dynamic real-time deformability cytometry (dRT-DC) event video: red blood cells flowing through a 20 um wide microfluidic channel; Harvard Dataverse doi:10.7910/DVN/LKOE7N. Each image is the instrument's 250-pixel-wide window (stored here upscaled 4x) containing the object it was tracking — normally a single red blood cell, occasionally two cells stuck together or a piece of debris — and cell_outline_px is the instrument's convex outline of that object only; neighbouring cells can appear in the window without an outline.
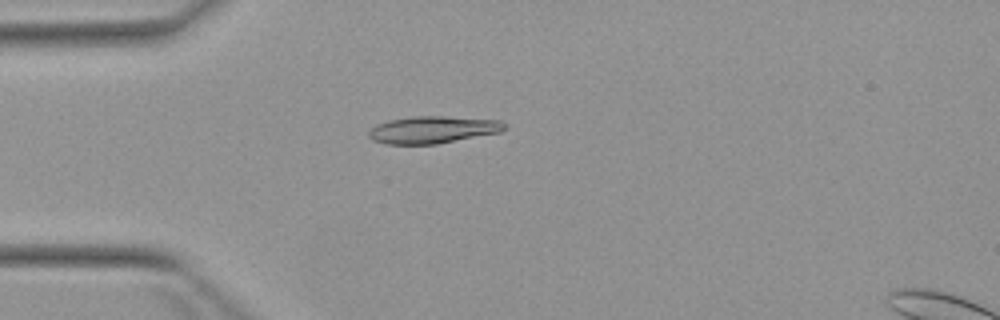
{"species": "Egyptian fruit bat (a non-hibernating species)", "species_latin": "Rousettus aegyptiacus", "temperature_condition": "warm", "stored_images_in_passage": 2, "camera_frame_rate_fps": 3000, "um_per_image_px": 0.085, "animal": {"sex": "female"}, "frame": {"image": 1, "passage_image": 2, "time_ms": 1.333, "image_size_px": [1000, 320], "cell_outline_px": [[504, 128], [500, 132], [436, 144], [388, 144], [372, 140], [368, 136], [368, 132], [376, 124], [388, 120], [416, 116], [444, 116], [500, 120], [504, 124]], "centroid_in_image_um": [36.74, 11.02], "position_along_channel_um": 48.3, "area_um2": 21.33}}